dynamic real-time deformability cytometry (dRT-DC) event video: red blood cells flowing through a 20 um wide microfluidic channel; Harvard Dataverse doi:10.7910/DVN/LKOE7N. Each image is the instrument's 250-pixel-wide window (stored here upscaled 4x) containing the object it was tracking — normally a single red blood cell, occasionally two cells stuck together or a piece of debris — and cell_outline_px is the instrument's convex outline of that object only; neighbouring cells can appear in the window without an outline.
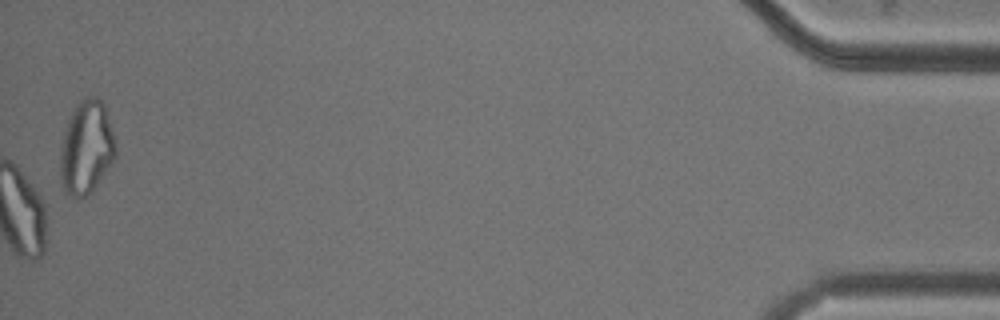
{"species": "common noctule bat (a hibernating species)", "species_latin": "Nyctalus noctula", "temperature_condition": "cold", "stored_images_in_passage": 48, "camera_frame_rate_fps": 3000, "um_per_image_px": 0.085, "animal": {"sex": "male", "body_mass_g": 20.5, "forearm_length_mm": 52.5}, "frame": {"image": 1, "passage_image": 48, "time_ms": 15.667, "image_size_px": [1000, 320], "cell_outline_px": [[116, 160], [92, 192], [80, 200], [64, 192], [60, 180], [60, 144], [68, 120], [76, 104], [84, 96], [96, 96], [104, 104], [116, 140]], "centroid_in_image_um": [7.35, 12.58], "position_along_channel_um": 427.8, "area_um2": 30.98}, "authors_computed_cell_mechanics": {"area_um2": 23.2356, "velocity_mm_per_s": 3.7237, "shape_relaxation_time_tau1_ms": null, "shape_relaxation_time_tau2_ms": 4.0637, "deformation_change_tau1": null, "deformation_change_tau2": 0.0988}}